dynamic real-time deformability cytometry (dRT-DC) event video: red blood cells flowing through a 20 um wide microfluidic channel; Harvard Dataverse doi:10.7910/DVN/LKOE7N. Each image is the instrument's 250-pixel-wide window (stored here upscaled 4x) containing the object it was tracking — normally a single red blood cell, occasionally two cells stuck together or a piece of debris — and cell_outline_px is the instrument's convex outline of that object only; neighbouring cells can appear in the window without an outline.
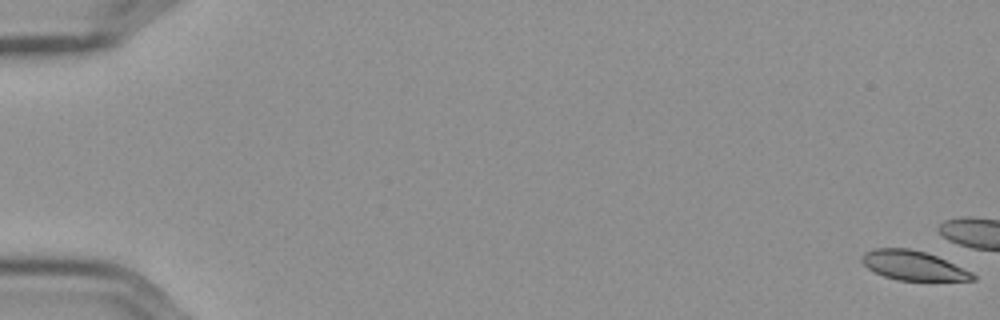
{"species": "Egyptian fruit bat (a non-hibernating species)", "species_latin": "Rousettus aegyptiacus", "temperature_condition": "cold", "stored_images_in_passage": 8, "camera_frame_rate_fps": 3000, "um_per_image_px": 0.085, "frame": {"image": 1, "passage_image": 1, "time_ms": 0.0, "image_size_px": [1000, 320], "cell_outline_px": [[976, 280], [896, 280], [884, 276], [868, 268], [860, 260], [860, 256], [864, 252], [872, 248], [908, 248], [924, 252], [936, 256], [972, 272], [976, 276]], "centroid_in_image_um": [77.58, 22.56], "position_along_channel_um": 7.4, "area_um2": 18.84}}